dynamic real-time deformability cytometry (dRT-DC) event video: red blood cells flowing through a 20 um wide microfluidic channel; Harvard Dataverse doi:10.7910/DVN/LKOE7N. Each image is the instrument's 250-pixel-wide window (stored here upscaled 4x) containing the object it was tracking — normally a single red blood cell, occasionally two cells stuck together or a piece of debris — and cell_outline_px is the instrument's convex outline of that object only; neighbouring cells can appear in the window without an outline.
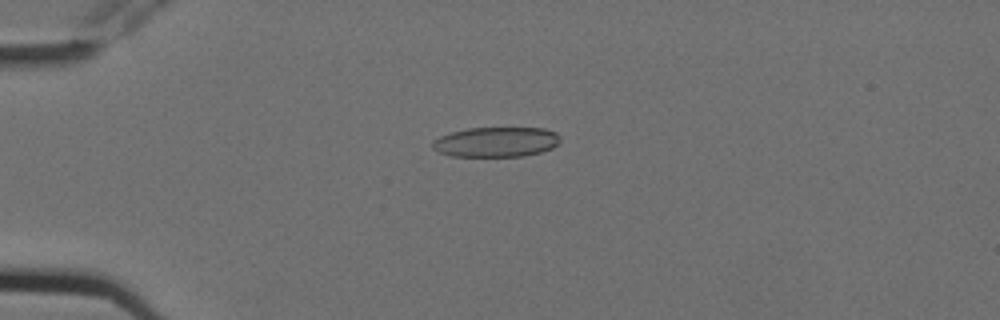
{"species": "Egyptian fruit bat (a non-hibernating species)", "species_latin": "Rousettus aegyptiacus", "temperature_condition": "cold", "stored_images_in_passage": 6, "camera_frame_rate_fps": 3000, "um_per_image_px": 0.085, "animal": {"sex": "female"}, "frame": {"image": 1, "passage_image": 5, "time_ms": 1.333, "image_size_px": [1000, 320], "cell_outline_px": [[560, 140], [552, 148], [540, 152], [524, 156], [452, 156], [440, 152], [432, 148], [432, 140], [440, 136], [452, 132], [468, 128], [544, 128], [556, 132], [560, 136]], "centroid_in_image_um": [42.17, 12.06], "position_along_channel_um": 42.8, "area_um2": 22.25}}